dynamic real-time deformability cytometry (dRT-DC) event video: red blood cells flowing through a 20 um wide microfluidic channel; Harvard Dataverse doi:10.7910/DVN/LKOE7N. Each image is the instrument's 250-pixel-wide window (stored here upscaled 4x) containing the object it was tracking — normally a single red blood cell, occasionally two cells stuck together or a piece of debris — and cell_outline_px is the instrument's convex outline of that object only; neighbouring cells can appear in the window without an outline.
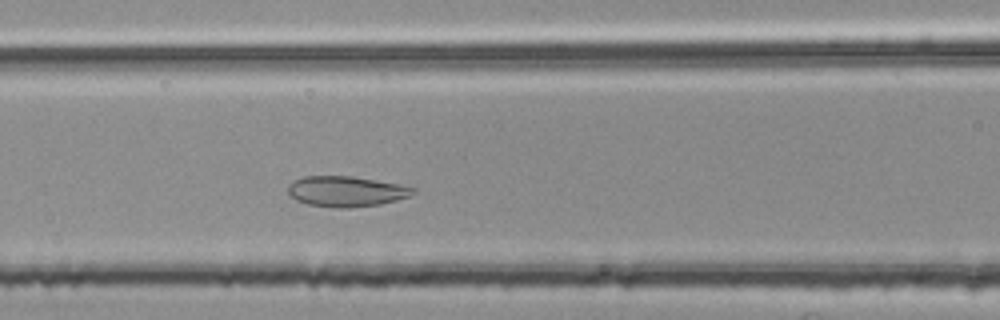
{"species": "common noctule bat (a hibernating species)", "species_latin": "Nyctalus noctula", "temperature_condition": "room temperature", "stored_images_in_passage": 32, "camera_frame_rate_fps": 3000, "um_per_image_px": 0.085, "animal": {"sex": "female", "body_mass_g": 25.1}, "frame": {"image": 1, "passage_image": 10, "time_ms": 3.0, "image_size_px": [1000, 320], "cell_outline_px": [[416, 192], [408, 196], [396, 200], [380, 204], [344, 208], [340, 208], [308, 204], [296, 200], [288, 192], [288, 188], [296, 180], [304, 176], [352, 176], [400, 184], [416, 188]], "centroid_in_image_um": [29.46, 16.26], "position_along_channel_um": 137.1, "area_um2": 21.91}}
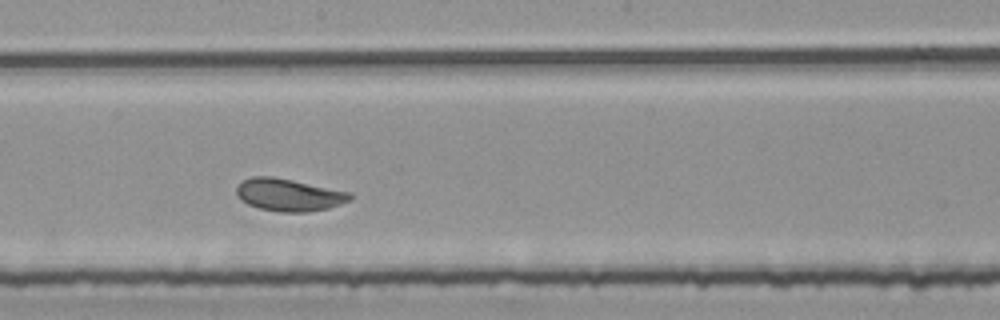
{"frame": {"image": 2, "passage_image": 17, "time_ms": 5.333, "image_size_px": [1000, 320], "cell_outline_px": [[352, 196], [348, 200], [340, 204], [328, 208], [308, 212], [280, 212], [260, 208], [248, 204], [240, 200], [236, 196], [236, 188], [244, 180], [252, 176], [272, 176], [352, 192]], "centroid_in_image_um": [24.54, 16.56], "position_along_channel_um": 223.7, "area_um2": 21.39}}
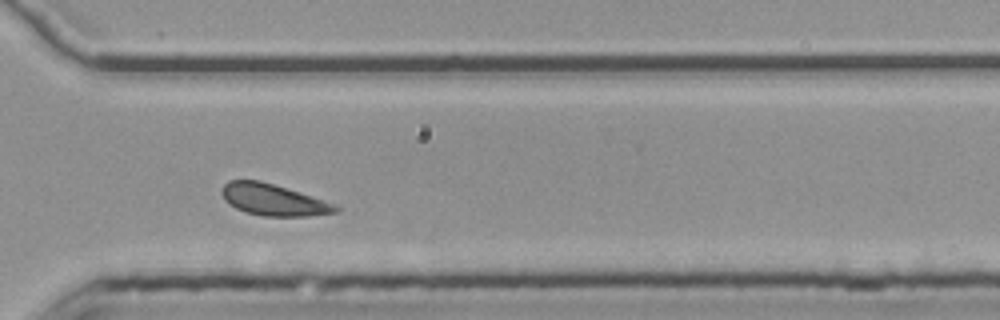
{"frame": {"image": 3, "passage_image": 27, "time_ms": 8.667, "image_size_px": [1000, 320], "cell_outline_px": [[344, 208], [340, 212], [308, 216], [264, 216], [248, 212], [236, 208], [228, 204], [224, 200], [220, 192], [224, 184], [228, 180], [260, 180], [340, 204]], "centroid_in_image_um": [23.32, 16.98], "position_along_channel_um": 347.3, "area_um2": 21.33}, "authors_computed_cell_mechanics": {"area_um2": 21.1548, "velocity_mm_per_s": 3.713, "shape_relaxation_time_tau1_ms": null, "shape_relaxation_time_tau2_ms": 6.7271, "deformation_change_tau1": null, "deformation_change_tau2": 0.1335}}